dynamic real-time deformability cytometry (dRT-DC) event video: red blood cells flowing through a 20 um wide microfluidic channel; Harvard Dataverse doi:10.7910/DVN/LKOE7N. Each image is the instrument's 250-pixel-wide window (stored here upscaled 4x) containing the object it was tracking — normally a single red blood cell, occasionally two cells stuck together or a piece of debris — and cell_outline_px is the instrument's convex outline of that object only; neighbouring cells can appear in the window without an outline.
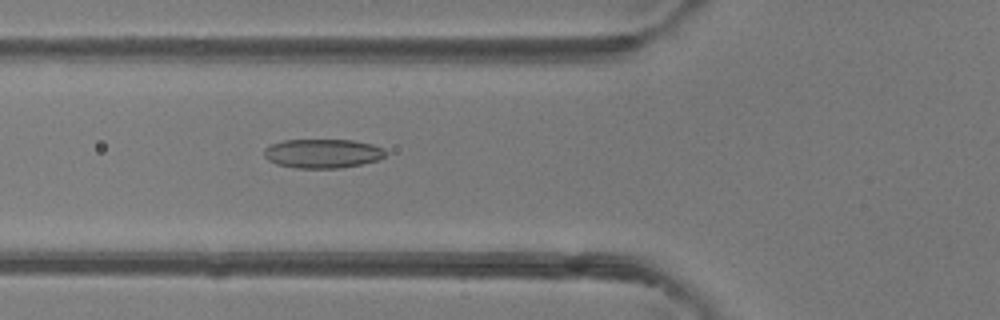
{"species": "common noctule bat (a hibernating species)", "species_latin": "Nyctalus noctula", "temperature_condition": "room temperature", "stored_images_in_passage": 37, "camera_frame_rate_fps": 3000, "um_per_image_px": 0.085, "animal": {"sex": "female"}, "frame": {"image": 1, "passage_image": 6, "time_ms": 1.667, "image_size_px": [1000, 320], "cell_outline_px": [[388, 152], [380, 160], [340, 168], [296, 168], [276, 164], [268, 160], [264, 156], [264, 148], [268, 144], [284, 140], [352, 140], [372, 144], [384, 148]], "centroid_in_image_um": [27.41, 13.04], "position_along_channel_um": 98.4, "area_um2": 20.81}}
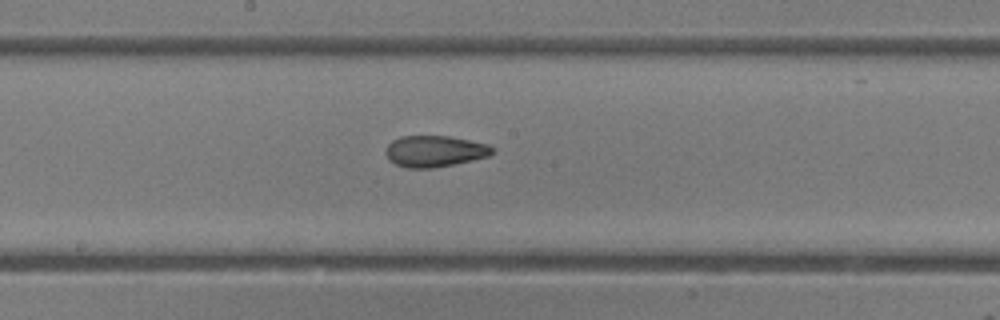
{"frame": {"image": 2, "passage_image": 14, "time_ms": 4.333, "image_size_px": [1000, 320], "cell_outline_px": [[496, 148], [488, 156], [472, 160], [432, 168], [408, 168], [396, 164], [388, 160], [384, 152], [388, 144], [392, 140], [400, 136], [448, 136], [488, 144]], "centroid_in_image_um": [36.91, 12.85], "position_along_channel_um": 211.3, "area_um2": 19.42}}
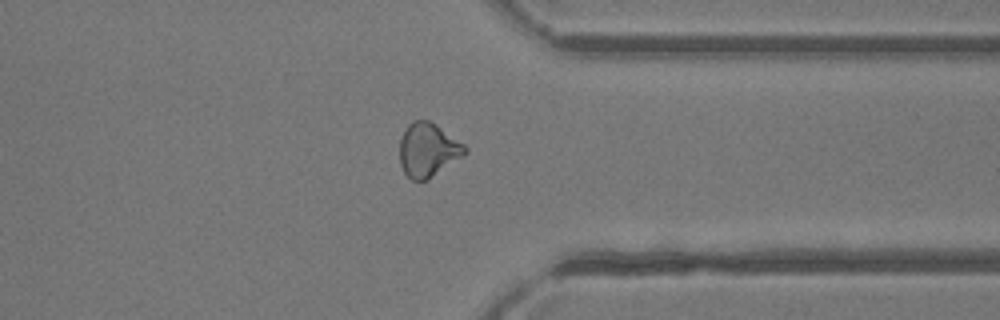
{"frame": {"image": 3, "passage_image": 26, "time_ms": 8.333, "image_size_px": [1000, 320], "cell_outline_px": [[468, 152], [428, 180], [412, 180], [404, 172], [400, 164], [400, 140], [408, 124], [412, 120], [428, 120], [436, 124], [464, 144], [468, 148]], "centroid_in_image_um": [36.38, 12.74], "position_along_channel_um": 375.0, "area_um2": 20.4}, "authors_computed_cell_mechanics": {"area_um2": 20.2878, "velocity_mm_per_s": 4.1976, "shape_relaxation_time_tau1_ms": 8.0403, "shape_relaxation_time_tau2_ms": 1.9929, "deformation_change_tau1": 0.2088, "deformation_change_tau2": 0.0789}}